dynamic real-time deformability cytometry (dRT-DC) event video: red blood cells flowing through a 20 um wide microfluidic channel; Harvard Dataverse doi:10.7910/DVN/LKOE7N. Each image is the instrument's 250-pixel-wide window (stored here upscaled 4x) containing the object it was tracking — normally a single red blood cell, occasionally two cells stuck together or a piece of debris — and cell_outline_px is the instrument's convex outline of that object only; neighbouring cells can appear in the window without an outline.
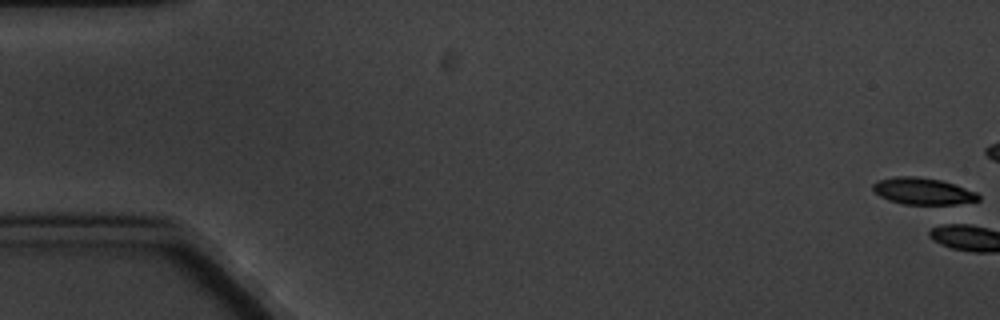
{"species": "common noctule bat (a hibernating species)", "species_latin": "Nyctalus noctula", "temperature_condition": "cold", "stored_images_in_passage": 11, "camera_frame_rate_fps": 3000, "um_per_image_px": 0.085, "animal": {"sex": "male", "body_mass_g": 20.1, "forearm_length_mm": 53.5}, "frame": {"image": 1, "passage_image": 1, "time_ms": 0.0, "image_size_px": [1000, 320], "cell_outline_px": [[980, 200], [948, 208], [944, 208], [904, 204], [888, 200], [880, 196], [872, 188], [872, 184], [876, 180], [896, 176], [916, 176], [940, 180], [976, 192], [980, 196]], "centroid_in_image_um": [78.5, 16.31], "position_along_channel_um": 6.5, "area_um2": 17.34}}